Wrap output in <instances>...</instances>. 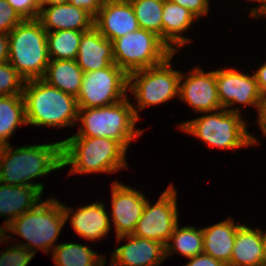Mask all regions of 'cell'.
I'll return each mask as SVG.
<instances>
[{
	"label": "cell",
	"instance_id": "cell-2",
	"mask_svg": "<svg viewBox=\"0 0 266 266\" xmlns=\"http://www.w3.org/2000/svg\"><path fill=\"white\" fill-rule=\"evenodd\" d=\"M127 149L106 137L71 136L62 140V167L73 173H113L127 168Z\"/></svg>",
	"mask_w": 266,
	"mask_h": 266
},
{
	"label": "cell",
	"instance_id": "cell-43",
	"mask_svg": "<svg viewBox=\"0 0 266 266\" xmlns=\"http://www.w3.org/2000/svg\"><path fill=\"white\" fill-rule=\"evenodd\" d=\"M261 236H262V243H263L264 256H265V263H266V232L264 233V232L261 230Z\"/></svg>",
	"mask_w": 266,
	"mask_h": 266
},
{
	"label": "cell",
	"instance_id": "cell-31",
	"mask_svg": "<svg viewBox=\"0 0 266 266\" xmlns=\"http://www.w3.org/2000/svg\"><path fill=\"white\" fill-rule=\"evenodd\" d=\"M0 266H27L35 255L23 246L15 245L0 252Z\"/></svg>",
	"mask_w": 266,
	"mask_h": 266
},
{
	"label": "cell",
	"instance_id": "cell-35",
	"mask_svg": "<svg viewBox=\"0 0 266 266\" xmlns=\"http://www.w3.org/2000/svg\"><path fill=\"white\" fill-rule=\"evenodd\" d=\"M105 0H68L70 3L78 8L85 9L93 17L98 14L100 8L104 5Z\"/></svg>",
	"mask_w": 266,
	"mask_h": 266
},
{
	"label": "cell",
	"instance_id": "cell-15",
	"mask_svg": "<svg viewBox=\"0 0 266 266\" xmlns=\"http://www.w3.org/2000/svg\"><path fill=\"white\" fill-rule=\"evenodd\" d=\"M124 238L129 241L112 251L110 266H159L166 259L165 245L159 241L131 234L117 237V243Z\"/></svg>",
	"mask_w": 266,
	"mask_h": 266
},
{
	"label": "cell",
	"instance_id": "cell-16",
	"mask_svg": "<svg viewBox=\"0 0 266 266\" xmlns=\"http://www.w3.org/2000/svg\"><path fill=\"white\" fill-rule=\"evenodd\" d=\"M94 27L111 42L140 28L129 0H105L94 17Z\"/></svg>",
	"mask_w": 266,
	"mask_h": 266
},
{
	"label": "cell",
	"instance_id": "cell-10",
	"mask_svg": "<svg viewBox=\"0 0 266 266\" xmlns=\"http://www.w3.org/2000/svg\"><path fill=\"white\" fill-rule=\"evenodd\" d=\"M128 75L116 64L85 72L76 97L78 108H97L115 104L127 97Z\"/></svg>",
	"mask_w": 266,
	"mask_h": 266
},
{
	"label": "cell",
	"instance_id": "cell-4",
	"mask_svg": "<svg viewBox=\"0 0 266 266\" xmlns=\"http://www.w3.org/2000/svg\"><path fill=\"white\" fill-rule=\"evenodd\" d=\"M66 222L62 203L51 198L39 202L34 208L15 218L3 231L8 230L27 240V243L16 245L23 246L34 254L39 249L48 254L56 246L54 243Z\"/></svg>",
	"mask_w": 266,
	"mask_h": 266
},
{
	"label": "cell",
	"instance_id": "cell-1",
	"mask_svg": "<svg viewBox=\"0 0 266 266\" xmlns=\"http://www.w3.org/2000/svg\"><path fill=\"white\" fill-rule=\"evenodd\" d=\"M62 141L51 144L21 146H0V181L12 186L28 185L42 193L43 183L29 180L62 169Z\"/></svg>",
	"mask_w": 266,
	"mask_h": 266
},
{
	"label": "cell",
	"instance_id": "cell-13",
	"mask_svg": "<svg viewBox=\"0 0 266 266\" xmlns=\"http://www.w3.org/2000/svg\"><path fill=\"white\" fill-rule=\"evenodd\" d=\"M194 69L187 77L186 73L181 72L179 99L184 100L193 110L200 113L222 109L217 91L216 70L204 72L200 67Z\"/></svg>",
	"mask_w": 266,
	"mask_h": 266
},
{
	"label": "cell",
	"instance_id": "cell-30",
	"mask_svg": "<svg viewBox=\"0 0 266 266\" xmlns=\"http://www.w3.org/2000/svg\"><path fill=\"white\" fill-rule=\"evenodd\" d=\"M25 82L9 62L0 64V96L22 95Z\"/></svg>",
	"mask_w": 266,
	"mask_h": 266
},
{
	"label": "cell",
	"instance_id": "cell-34",
	"mask_svg": "<svg viewBox=\"0 0 266 266\" xmlns=\"http://www.w3.org/2000/svg\"><path fill=\"white\" fill-rule=\"evenodd\" d=\"M188 9L199 20V17L208 14L209 0H169Z\"/></svg>",
	"mask_w": 266,
	"mask_h": 266
},
{
	"label": "cell",
	"instance_id": "cell-44",
	"mask_svg": "<svg viewBox=\"0 0 266 266\" xmlns=\"http://www.w3.org/2000/svg\"><path fill=\"white\" fill-rule=\"evenodd\" d=\"M105 264H106V261H104L100 266H105Z\"/></svg>",
	"mask_w": 266,
	"mask_h": 266
},
{
	"label": "cell",
	"instance_id": "cell-11",
	"mask_svg": "<svg viewBox=\"0 0 266 266\" xmlns=\"http://www.w3.org/2000/svg\"><path fill=\"white\" fill-rule=\"evenodd\" d=\"M169 185L155 204L146 201L133 235L159 241L165 246L169 242L178 224L177 191L173 184Z\"/></svg>",
	"mask_w": 266,
	"mask_h": 266
},
{
	"label": "cell",
	"instance_id": "cell-25",
	"mask_svg": "<svg viewBox=\"0 0 266 266\" xmlns=\"http://www.w3.org/2000/svg\"><path fill=\"white\" fill-rule=\"evenodd\" d=\"M25 124L27 122L23 96H0V146L9 145L8 139L15 129Z\"/></svg>",
	"mask_w": 266,
	"mask_h": 266
},
{
	"label": "cell",
	"instance_id": "cell-9",
	"mask_svg": "<svg viewBox=\"0 0 266 266\" xmlns=\"http://www.w3.org/2000/svg\"><path fill=\"white\" fill-rule=\"evenodd\" d=\"M175 52L159 65L132 72L128 75V88L137 100L133 110L139 119L138 110L158 105L179 95L181 72L171 68Z\"/></svg>",
	"mask_w": 266,
	"mask_h": 266
},
{
	"label": "cell",
	"instance_id": "cell-42",
	"mask_svg": "<svg viewBox=\"0 0 266 266\" xmlns=\"http://www.w3.org/2000/svg\"><path fill=\"white\" fill-rule=\"evenodd\" d=\"M7 233H8V231H3V228L0 226V243H1V241L2 242L4 241L6 243V241L8 242L9 239L12 238V237H10V233L9 234H7Z\"/></svg>",
	"mask_w": 266,
	"mask_h": 266
},
{
	"label": "cell",
	"instance_id": "cell-20",
	"mask_svg": "<svg viewBox=\"0 0 266 266\" xmlns=\"http://www.w3.org/2000/svg\"><path fill=\"white\" fill-rule=\"evenodd\" d=\"M41 195L42 192L36 187L12 186L0 181V217H9L4 221L3 229L41 202Z\"/></svg>",
	"mask_w": 266,
	"mask_h": 266
},
{
	"label": "cell",
	"instance_id": "cell-23",
	"mask_svg": "<svg viewBox=\"0 0 266 266\" xmlns=\"http://www.w3.org/2000/svg\"><path fill=\"white\" fill-rule=\"evenodd\" d=\"M261 229L240 225L228 266H264Z\"/></svg>",
	"mask_w": 266,
	"mask_h": 266
},
{
	"label": "cell",
	"instance_id": "cell-41",
	"mask_svg": "<svg viewBox=\"0 0 266 266\" xmlns=\"http://www.w3.org/2000/svg\"><path fill=\"white\" fill-rule=\"evenodd\" d=\"M67 1L68 0H40V5L41 6L59 5V4L67 3Z\"/></svg>",
	"mask_w": 266,
	"mask_h": 266
},
{
	"label": "cell",
	"instance_id": "cell-7",
	"mask_svg": "<svg viewBox=\"0 0 266 266\" xmlns=\"http://www.w3.org/2000/svg\"><path fill=\"white\" fill-rule=\"evenodd\" d=\"M179 127L200 138L208 146L219 149H237L259 144L258 140L248 133L242 115L229 112L225 108L206 112V115L181 123Z\"/></svg>",
	"mask_w": 266,
	"mask_h": 266
},
{
	"label": "cell",
	"instance_id": "cell-38",
	"mask_svg": "<svg viewBox=\"0 0 266 266\" xmlns=\"http://www.w3.org/2000/svg\"><path fill=\"white\" fill-rule=\"evenodd\" d=\"M9 60V39L7 33H0V64Z\"/></svg>",
	"mask_w": 266,
	"mask_h": 266
},
{
	"label": "cell",
	"instance_id": "cell-22",
	"mask_svg": "<svg viewBox=\"0 0 266 266\" xmlns=\"http://www.w3.org/2000/svg\"><path fill=\"white\" fill-rule=\"evenodd\" d=\"M197 19L188 9L164 0L162 13V40L170 47L173 52H177V47L181 48L191 40L182 36L193 20ZM175 45V46H174Z\"/></svg>",
	"mask_w": 266,
	"mask_h": 266
},
{
	"label": "cell",
	"instance_id": "cell-28",
	"mask_svg": "<svg viewBox=\"0 0 266 266\" xmlns=\"http://www.w3.org/2000/svg\"><path fill=\"white\" fill-rule=\"evenodd\" d=\"M84 32L67 29L47 32V46L50 59L76 60Z\"/></svg>",
	"mask_w": 266,
	"mask_h": 266
},
{
	"label": "cell",
	"instance_id": "cell-29",
	"mask_svg": "<svg viewBox=\"0 0 266 266\" xmlns=\"http://www.w3.org/2000/svg\"><path fill=\"white\" fill-rule=\"evenodd\" d=\"M139 27L162 39V13L164 0H129Z\"/></svg>",
	"mask_w": 266,
	"mask_h": 266
},
{
	"label": "cell",
	"instance_id": "cell-14",
	"mask_svg": "<svg viewBox=\"0 0 266 266\" xmlns=\"http://www.w3.org/2000/svg\"><path fill=\"white\" fill-rule=\"evenodd\" d=\"M112 186L111 216L116 236L133 234L147 201L145 195L134 188L115 181Z\"/></svg>",
	"mask_w": 266,
	"mask_h": 266
},
{
	"label": "cell",
	"instance_id": "cell-19",
	"mask_svg": "<svg viewBox=\"0 0 266 266\" xmlns=\"http://www.w3.org/2000/svg\"><path fill=\"white\" fill-rule=\"evenodd\" d=\"M83 72H93L115 64L112 42L102 36L93 26L82 34L76 58Z\"/></svg>",
	"mask_w": 266,
	"mask_h": 266
},
{
	"label": "cell",
	"instance_id": "cell-33",
	"mask_svg": "<svg viewBox=\"0 0 266 266\" xmlns=\"http://www.w3.org/2000/svg\"><path fill=\"white\" fill-rule=\"evenodd\" d=\"M19 16L24 19H37L40 12V0H6Z\"/></svg>",
	"mask_w": 266,
	"mask_h": 266
},
{
	"label": "cell",
	"instance_id": "cell-26",
	"mask_svg": "<svg viewBox=\"0 0 266 266\" xmlns=\"http://www.w3.org/2000/svg\"><path fill=\"white\" fill-rule=\"evenodd\" d=\"M55 266H100L106 258L83 244H58L52 250ZM104 257V259H103Z\"/></svg>",
	"mask_w": 266,
	"mask_h": 266
},
{
	"label": "cell",
	"instance_id": "cell-12",
	"mask_svg": "<svg viewBox=\"0 0 266 266\" xmlns=\"http://www.w3.org/2000/svg\"><path fill=\"white\" fill-rule=\"evenodd\" d=\"M216 84L221 107L229 112L241 114V110L230 108L236 103L252 105L259 109L262 95L253 75L243 74L236 69L216 70Z\"/></svg>",
	"mask_w": 266,
	"mask_h": 266
},
{
	"label": "cell",
	"instance_id": "cell-39",
	"mask_svg": "<svg viewBox=\"0 0 266 266\" xmlns=\"http://www.w3.org/2000/svg\"><path fill=\"white\" fill-rule=\"evenodd\" d=\"M258 124L263 131V135L266 136V95L262 96L258 109Z\"/></svg>",
	"mask_w": 266,
	"mask_h": 266
},
{
	"label": "cell",
	"instance_id": "cell-17",
	"mask_svg": "<svg viewBox=\"0 0 266 266\" xmlns=\"http://www.w3.org/2000/svg\"><path fill=\"white\" fill-rule=\"evenodd\" d=\"M62 208L66 220H69L70 215V224L75 232L84 239L91 241L100 240L107 236L111 229L110 216L102 202H94L90 205L81 206L76 211L65 206V204L63 205V203Z\"/></svg>",
	"mask_w": 266,
	"mask_h": 266
},
{
	"label": "cell",
	"instance_id": "cell-18",
	"mask_svg": "<svg viewBox=\"0 0 266 266\" xmlns=\"http://www.w3.org/2000/svg\"><path fill=\"white\" fill-rule=\"evenodd\" d=\"M42 27L51 32L60 30L88 31L94 26V17L85 9L70 3L41 6L37 18Z\"/></svg>",
	"mask_w": 266,
	"mask_h": 266
},
{
	"label": "cell",
	"instance_id": "cell-36",
	"mask_svg": "<svg viewBox=\"0 0 266 266\" xmlns=\"http://www.w3.org/2000/svg\"><path fill=\"white\" fill-rule=\"evenodd\" d=\"M189 261L190 262L185 266H227L223 262L214 259L205 253L189 258Z\"/></svg>",
	"mask_w": 266,
	"mask_h": 266
},
{
	"label": "cell",
	"instance_id": "cell-27",
	"mask_svg": "<svg viewBox=\"0 0 266 266\" xmlns=\"http://www.w3.org/2000/svg\"><path fill=\"white\" fill-rule=\"evenodd\" d=\"M172 241V242H171ZM171 242V243H170ZM166 258L174 253H180L184 257L192 258L203 253V232L202 228L183 226L177 224L165 246Z\"/></svg>",
	"mask_w": 266,
	"mask_h": 266
},
{
	"label": "cell",
	"instance_id": "cell-21",
	"mask_svg": "<svg viewBox=\"0 0 266 266\" xmlns=\"http://www.w3.org/2000/svg\"><path fill=\"white\" fill-rule=\"evenodd\" d=\"M239 226L229 217L217 224L202 228L203 253L228 266Z\"/></svg>",
	"mask_w": 266,
	"mask_h": 266
},
{
	"label": "cell",
	"instance_id": "cell-3",
	"mask_svg": "<svg viewBox=\"0 0 266 266\" xmlns=\"http://www.w3.org/2000/svg\"><path fill=\"white\" fill-rule=\"evenodd\" d=\"M22 96L26 125L58 128L76 126L79 108L75 96L49 85L42 78L27 80Z\"/></svg>",
	"mask_w": 266,
	"mask_h": 266
},
{
	"label": "cell",
	"instance_id": "cell-40",
	"mask_svg": "<svg viewBox=\"0 0 266 266\" xmlns=\"http://www.w3.org/2000/svg\"><path fill=\"white\" fill-rule=\"evenodd\" d=\"M250 1H256L259 2L260 5L257 7H254L250 10L251 17H260L262 15H266V0H250ZM263 2V3H262Z\"/></svg>",
	"mask_w": 266,
	"mask_h": 266
},
{
	"label": "cell",
	"instance_id": "cell-5",
	"mask_svg": "<svg viewBox=\"0 0 266 266\" xmlns=\"http://www.w3.org/2000/svg\"><path fill=\"white\" fill-rule=\"evenodd\" d=\"M77 121L81 125L73 136L106 137L120 142L126 149L143 132L134 128L138 118L128 97L109 106L79 108Z\"/></svg>",
	"mask_w": 266,
	"mask_h": 266
},
{
	"label": "cell",
	"instance_id": "cell-32",
	"mask_svg": "<svg viewBox=\"0 0 266 266\" xmlns=\"http://www.w3.org/2000/svg\"><path fill=\"white\" fill-rule=\"evenodd\" d=\"M22 20L6 0H0V33H10Z\"/></svg>",
	"mask_w": 266,
	"mask_h": 266
},
{
	"label": "cell",
	"instance_id": "cell-24",
	"mask_svg": "<svg viewBox=\"0 0 266 266\" xmlns=\"http://www.w3.org/2000/svg\"><path fill=\"white\" fill-rule=\"evenodd\" d=\"M83 74L84 72L78 66L76 60L50 59L42 79L64 93L77 97Z\"/></svg>",
	"mask_w": 266,
	"mask_h": 266
},
{
	"label": "cell",
	"instance_id": "cell-8",
	"mask_svg": "<svg viewBox=\"0 0 266 266\" xmlns=\"http://www.w3.org/2000/svg\"><path fill=\"white\" fill-rule=\"evenodd\" d=\"M115 64L127 75L164 62L174 52L156 34L137 29L112 41Z\"/></svg>",
	"mask_w": 266,
	"mask_h": 266
},
{
	"label": "cell",
	"instance_id": "cell-6",
	"mask_svg": "<svg viewBox=\"0 0 266 266\" xmlns=\"http://www.w3.org/2000/svg\"><path fill=\"white\" fill-rule=\"evenodd\" d=\"M8 62L27 81L44 77L50 57L47 31L38 19L22 20L10 33Z\"/></svg>",
	"mask_w": 266,
	"mask_h": 266
},
{
	"label": "cell",
	"instance_id": "cell-37",
	"mask_svg": "<svg viewBox=\"0 0 266 266\" xmlns=\"http://www.w3.org/2000/svg\"><path fill=\"white\" fill-rule=\"evenodd\" d=\"M258 89L262 96L266 95V63L254 73Z\"/></svg>",
	"mask_w": 266,
	"mask_h": 266
}]
</instances>
